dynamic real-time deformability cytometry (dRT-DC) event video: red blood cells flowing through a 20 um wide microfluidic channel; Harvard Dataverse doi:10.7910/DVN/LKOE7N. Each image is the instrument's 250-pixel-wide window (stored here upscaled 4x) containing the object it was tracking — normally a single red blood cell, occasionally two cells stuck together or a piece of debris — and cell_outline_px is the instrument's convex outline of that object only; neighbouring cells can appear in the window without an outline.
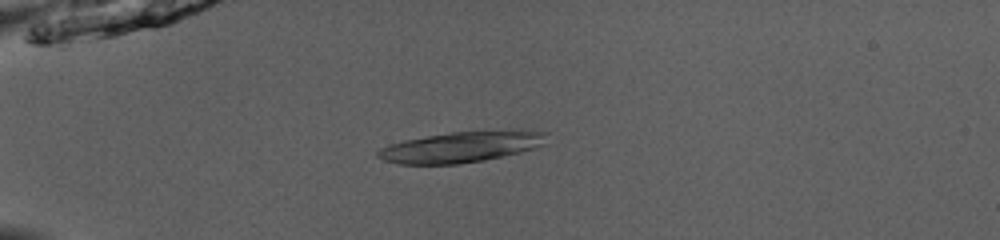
{"species": "common noctule bat (a hibernating species)", "species_latin": "Nyctalus noctula", "temperature_condition": "room temperature", "stored_images_in_passage": 22, "camera_frame_rate_fps": 3000, "um_per_image_px": 0.085, "animal": {"sex": "male", "body_mass_g": 13.0, "forearm_length_mm": 53.1}, "frame": {"image": 1, "passage_image": 15, "time_ms": 4.667, "image_size_px": [1000, 240], "cell_outline_px": [[548, 144], [520, 152], [484, 160], [456, 164], [396, 164], [384, 160], [376, 156], [376, 152], [380, 148], [404, 140], [452, 132], [512, 128], [528, 128], [548, 132]], "centroid_in_image_um": [39.36, 12.45], "position_along_channel_um": 45.6, "area_um2": 31.15}}